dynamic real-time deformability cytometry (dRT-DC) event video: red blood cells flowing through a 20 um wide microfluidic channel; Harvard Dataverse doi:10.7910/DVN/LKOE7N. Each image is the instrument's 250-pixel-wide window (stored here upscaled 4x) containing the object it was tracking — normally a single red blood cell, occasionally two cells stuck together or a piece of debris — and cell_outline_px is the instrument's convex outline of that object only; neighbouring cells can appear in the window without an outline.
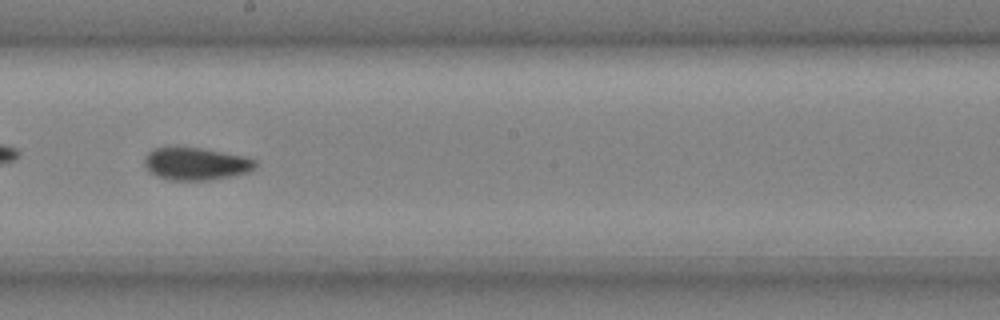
{"species": "common noctule bat (a hibernating species)", "species_latin": "Nyctalus noctula", "temperature_condition": "cold", "stored_images_in_passage": 47, "camera_frame_rate_fps": 3000, "um_per_image_px": 0.085, "animal": {"sex": "male", "body_mass_g": 20.4}, "frame": {"image": 1, "passage_image": 27, "time_ms": 8.667, "image_size_px": [1000, 320], "cell_outline_px": [[256, 164], [248, 172], [208, 180], [172, 180], [156, 176], [148, 172], [144, 164], [144, 160], [148, 152], [152, 148], [176, 144], [180, 144], [240, 156], [256, 160]], "centroid_in_image_um": [16.52, 13.88], "position_along_channel_um": 231.7, "area_um2": 21.27}, "authors_computed_cell_mechanics": {"area_um2": 20.9814, "velocity_mm_per_s": 4.0092, "shape_relaxation_time_tau1_ms": 6.8333, "shape_relaxation_time_tau2_ms": 2.0572, "deformation_change_tau1": 0.1483, "deformation_change_tau2": 0.0585}}